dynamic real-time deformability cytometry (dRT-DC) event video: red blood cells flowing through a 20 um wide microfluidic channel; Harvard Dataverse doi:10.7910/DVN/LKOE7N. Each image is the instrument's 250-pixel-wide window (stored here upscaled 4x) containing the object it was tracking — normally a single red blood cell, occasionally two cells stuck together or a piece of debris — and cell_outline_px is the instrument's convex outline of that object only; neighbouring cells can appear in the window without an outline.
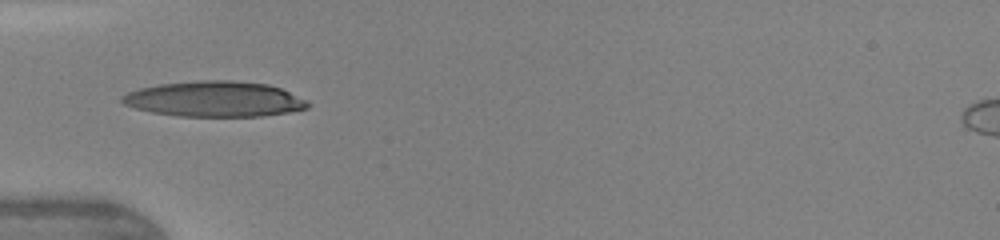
{"species": "human", "species_latin": "Homo sapiens", "temperature_condition": "warm", "stored_images_in_passage": 32, "camera_frame_rate_fps": 3000, "um_per_image_px": 0.085, "donor": {"sex": "female"}, "frame": {"image": 1, "passage_image": 1, "time_ms": 0.0, "image_size_px": [1000, 240], "cell_outline_px": [[312, 104], [308, 108], [288, 112], [260, 116], [176, 116], [152, 112], [136, 108], [124, 104], [120, 100], [120, 96], [128, 92], [140, 88], [160, 84], [200, 80], [232, 80], [268, 84], [280, 88], [308, 100]], "centroid_in_image_um": [18.25, 8.41], "position_along_channel_um": 66.8, "area_um2": 38.44}}
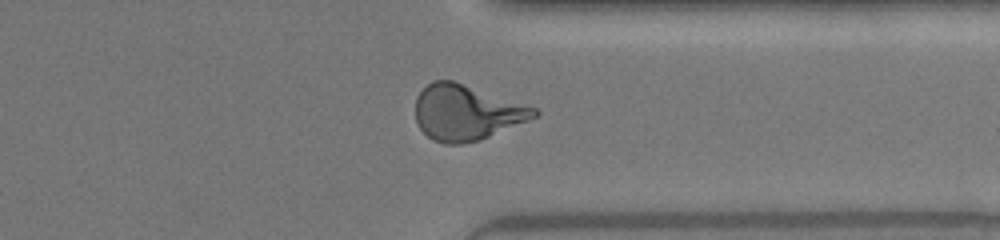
{"frame": {"image": 2, "passage_image": 22, "time_ms": 7.0, "image_size_px": [1000, 240], "cell_outline_px": [[540, 112], [536, 116], [488, 136], [476, 140], [460, 144], [444, 144], [432, 140], [420, 128], [416, 120], [416, 96], [432, 80], [452, 80], [536, 108]], "centroid_in_image_um": [39.59, 9.56], "position_along_channel_um": 371.8, "area_um2": 37.57}}
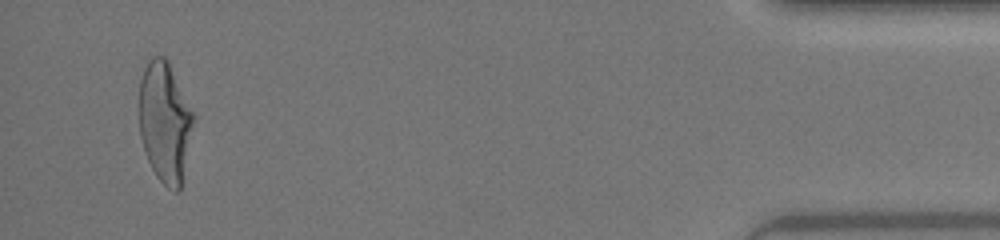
{"frame": {"image": 3, "passage_image": 30, "time_ms": 9.667, "image_size_px": [1000, 240], "cell_outline_px": [[192, 124], [180, 192], [176, 192], [168, 188], [156, 176], [148, 160], [140, 136], [140, 80], [144, 68], [148, 60], [152, 56], [164, 56], [168, 60], [192, 112]], "centroid_in_image_um": [13.98, 10.36], "position_along_channel_um": 421.2, "area_um2": 37.17}, "authors_computed_cell_mechanics": {"area_um2": 37.1943, "velocity_mm_per_s": 4.3841, "shape_relaxation_time_tau1_ms": 5.5123, "shape_relaxation_time_tau2_ms": 0.8835, "deformation_change_tau1": 0.2475, "deformation_change_tau2": 0.0987}}